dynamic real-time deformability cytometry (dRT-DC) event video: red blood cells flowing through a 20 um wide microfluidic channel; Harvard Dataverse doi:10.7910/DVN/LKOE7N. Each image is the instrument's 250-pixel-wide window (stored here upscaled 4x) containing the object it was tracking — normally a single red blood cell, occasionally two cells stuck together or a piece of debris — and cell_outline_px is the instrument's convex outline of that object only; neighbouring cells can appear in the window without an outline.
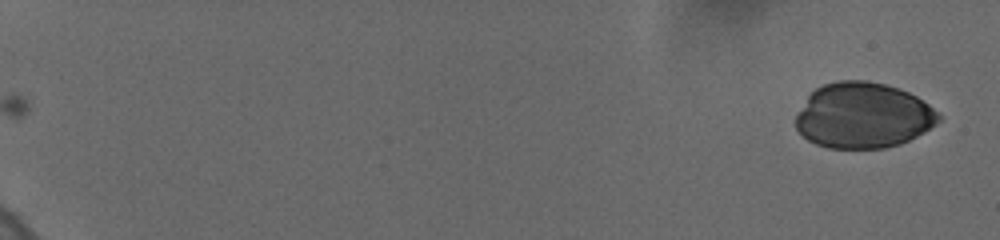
{"species": "human", "species_latin": "Homo sapiens", "temperature_condition": "cold", "stored_images_in_passage": 59, "camera_frame_rate_fps": 3000, "um_per_image_px": 0.085, "donor": {"sex": "female"}, "frame": {"image": 1, "passage_image": 1, "time_ms": 0.0, "image_size_px": [1000, 240], "cell_outline_px": [[940, 120], [936, 124], [924, 132], [900, 144], [884, 148], [828, 148], [816, 144], [808, 140], [796, 128], [796, 116], [808, 96], [816, 88], [824, 84], [836, 80], [864, 80], [884, 84], [908, 92], [916, 96], [928, 104], [940, 116]], "centroid_in_image_um": [73.35, 9.82], "position_along_channel_um": 11.6, "area_um2": 54.27}}
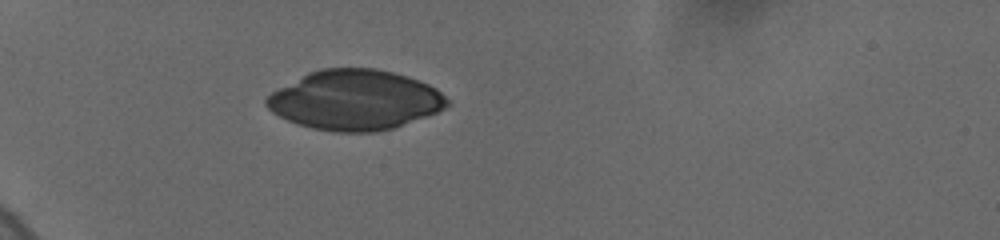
{"frame": {"image": 2, "passage_image": 13, "time_ms": 6.0, "image_size_px": [1000, 240], "cell_outline_px": [[448, 104], [444, 108], [436, 112], [392, 128], [376, 132], [332, 132], [312, 128], [288, 120], [272, 112], [264, 104], [264, 100], [272, 92], [308, 72], [320, 68], [376, 68], [408, 76], [428, 84], [436, 88], [448, 100]], "centroid_in_image_um": [30.15, 8.49], "position_along_channel_um": 54.9, "area_um2": 62.71}}